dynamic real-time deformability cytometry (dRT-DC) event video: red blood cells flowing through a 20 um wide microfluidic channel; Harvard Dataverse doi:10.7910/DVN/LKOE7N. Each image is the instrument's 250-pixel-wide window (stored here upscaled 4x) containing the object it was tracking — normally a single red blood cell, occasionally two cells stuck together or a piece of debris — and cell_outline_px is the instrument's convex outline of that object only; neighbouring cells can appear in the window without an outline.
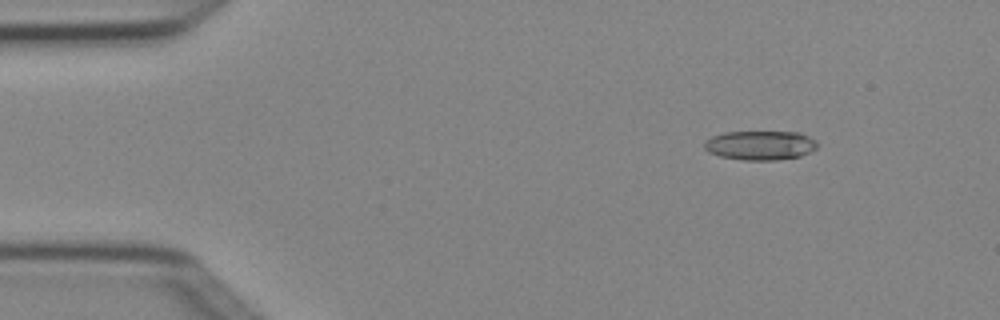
{"species": "Egyptian fruit bat (a non-hibernating species)", "species_latin": "Rousettus aegyptiacus", "temperature_condition": "cold", "stored_images_in_passage": 4, "camera_frame_rate_fps": 3000, "um_per_image_px": 0.085, "animal": {"sex": "female"}, "frame": {"image": 1, "passage_image": 1, "time_ms": 0.0, "image_size_px": [1000, 320], "cell_outline_px": [[816, 148], [800, 156], [776, 160], [744, 160], [720, 156], [708, 152], [704, 148], [704, 140], [712, 136], [724, 132], [800, 132], [816, 140]], "centroid_in_image_um": [64.59, 12.34], "position_along_channel_um": 20.4, "area_um2": 19.25}}
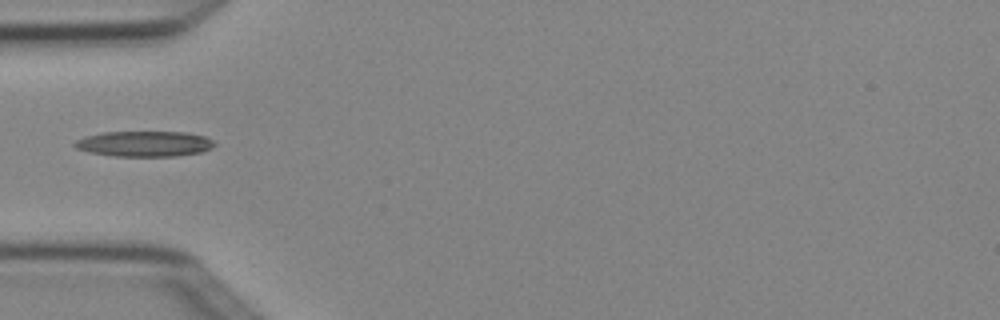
{"frame": {"image": 2, "passage_image": 3, "time_ms": 0.667, "image_size_px": [1000, 320], "cell_outline_px": [[216, 144], [212, 148], [204, 152], [176, 156], [112, 156], [92, 152], [76, 148], [72, 144], [76, 140], [88, 136], [104, 132], [184, 132], [204, 136], [216, 140]], "centroid_in_image_um": [12.35, 12.22], "position_along_channel_um": 72.6, "area_um2": 20.81}}
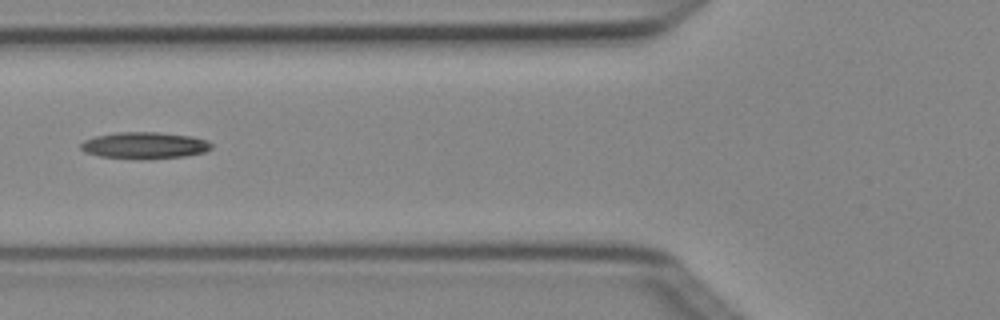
{"frame": {"image": 3, "passage_image": 4, "time_ms": 1.0, "image_size_px": [1000, 320], "cell_outline_px": [[212, 148], [204, 152], [184, 156], [148, 160], [140, 160], [100, 156], [84, 152], [80, 148], [80, 144], [84, 140], [96, 136], [116, 132], [160, 132], [192, 136], [208, 140], [212, 144]], "centroid_in_image_um": [12.29, 12.37], "position_along_channel_um": 113.5, "area_um2": 20.63}}